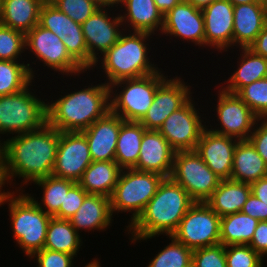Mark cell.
Returning <instances> with one entry per match:
<instances>
[{"label":"cell","mask_w":267,"mask_h":267,"mask_svg":"<svg viewBox=\"0 0 267 267\" xmlns=\"http://www.w3.org/2000/svg\"><path fill=\"white\" fill-rule=\"evenodd\" d=\"M58 143L59 131L48 123L40 129L7 138L3 162L7 187L12 184L15 189L17 177L21 185L15 191H23L24 184L28 187L34 181L52 175Z\"/></svg>","instance_id":"obj_1"},{"label":"cell","mask_w":267,"mask_h":267,"mask_svg":"<svg viewBox=\"0 0 267 267\" xmlns=\"http://www.w3.org/2000/svg\"><path fill=\"white\" fill-rule=\"evenodd\" d=\"M194 203L181 185L171 178H165L143 212L133 223L125 226V232L127 231L128 236L131 235V244L159 235L171 236Z\"/></svg>","instance_id":"obj_2"},{"label":"cell","mask_w":267,"mask_h":267,"mask_svg":"<svg viewBox=\"0 0 267 267\" xmlns=\"http://www.w3.org/2000/svg\"><path fill=\"white\" fill-rule=\"evenodd\" d=\"M84 86L47 101V123L59 132H81L110 111V86Z\"/></svg>","instance_id":"obj_3"},{"label":"cell","mask_w":267,"mask_h":267,"mask_svg":"<svg viewBox=\"0 0 267 267\" xmlns=\"http://www.w3.org/2000/svg\"><path fill=\"white\" fill-rule=\"evenodd\" d=\"M152 36L146 32L124 31L119 40L96 61L91 70L103 69L101 72L106 78L104 83L108 86L123 79L139 78L158 72L161 68L151 61L149 58L151 55L148 56L151 50L148 41L152 40Z\"/></svg>","instance_id":"obj_4"},{"label":"cell","mask_w":267,"mask_h":267,"mask_svg":"<svg viewBox=\"0 0 267 267\" xmlns=\"http://www.w3.org/2000/svg\"><path fill=\"white\" fill-rule=\"evenodd\" d=\"M8 203V204H7ZM7 204L12 234L16 245L29 258L44 248L51 216L23 191H9L1 205Z\"/></svg>","instance_id":"obj_5"},{"label":"cell","mask_w":267,"mask_h":267,"mask_svg":"<svg viewBox=\"0 0 267 267\" xmlns=\"http://www.w3.org/2000/svg\"><path fill=\"white\" fill-rule=\"evenodd\" d=\"M34 83L35 80L17 93L0 96V134H24L47 123L48 99L34 94Z\"/></svg>","instance_id":"obj_6"},{"label":"cell","mask_w":267,"mask_h":267,"mask_svg":"<svg viewBox=\"0 0 267 267\" xmlns=\"http://www.w3.org/2000/svg\"><path fill=\"white\" fill-rule=\"evenodd\" d=\"M164 74L161 68L146 76L114 82L110 85V110L124 121L139 122L152 105L158 86L168 77Z\"/></svg>","instance_id":"obj_7"},{"label":"cell","mask_w":267,"mask_h":267,"mask_svg":"<svg viewBox=\"0 0 267 267\" xmlns=\"http://www.w3.org/2000/svg\"><path fill=\"white\" fill-rule=\"evenodd\" d=\"M164 179V176L152 172L122 169L110 197L112 214L131 213L129 226L143 212Z\"/></svg>","instance_id":"obj_8"},{"label":"cell","mask_w":267,"mask_h":267,"mask_svg":"<svg viewBox=\"0 0 267 267\" xmlns=\"http://www.w3.org/2000/svg\"><path fill=\"white\" fill-rule=\"evenodd\" d=\"M28 50V52H27ZM25 52L34 55L36 60L30 62L35 64L38 60L43 63V67H48L65 77L75 76L79 77L81 74H85V70L70 56L62 40L55 35L52 31H49L39 24L34 26L25 35ZM42 61V62H41ZM71 75V76H70ZM73 75V76H72Z\"/></svg>","instance_id":"obj_9"},{"label":"cell","mask_w":267,"mask_h":267,"mask_svg":"<svg viewBox=\"0 0 267 267\" xmlns=\"http://www.w3.org/2000/svg\"><path fill=\"white\" fill-rule=\"evenodd\" d=\"M170 178L195 202H205L221 181L195 150L175 152Z\"/></svg>","instance_id":"obj_10"},{"label":"cell","mask_w":267,"mask_h":267,"mask_svg":"<svg viewBox=\"0 0 267 267\" xmlns=\"http://www.w3.org/2000/svg\"><path fill=\"white\" fill-rule=\"evenodd\" d=\"M220 221L205 202H195L171 235L191 250L221 244Z\"/></svg>","instance_id":"obj_11"},{"label":"cell","mask_w":267,"mask_h":267,"mask_svg":"<svg viewBox=\"0 0 267 267\" xmlns=\"http://www.w3.org/2000/svg\"><path fill=\"white\" fill-rule=\"evenodd\" d=\"M217 88L218 100L212 111L216 110L215 117L217 119L215 120L219 124L215 125V127L210 124L211 128H209L210 122L206 118L208 129L239 141L248 140L259 118L236 94L224 91L219 85Z\"/></svg>","instance_id":"obj_12"},{"label":"cell","mask_w":267,"mask_h":267,"mask_svg":"<svg viewBox=\"0 0 267 267\" xmlns=\"http://www.w3.org/2000/svg\"><path fill=\"white\" fill-rule=\"evenodd\" d=\"M116 8L117 6L98 8L81 25L88 50V72L94 67L96 61L119 40L121 34L125 31L118 13L119 9ZM111 11L113 14H111Z\"/></svg>","instance_id":"obj_13"},{"label":"cell","mask_w":267,"mask_h":267,"mask_svg":"<svg viewBox=\"0 0 267 267\" xmlns=\"http://www.w3.org/2000/svg\"><path fill=\"white\" fill-rule=\"evenodd\" d=\"M195 102L192 97L183 107L174 111L158 130L175 151L195 150L207 125L204 121L206 117L202 116L204 113L199 112H203L202 108L197 109Z\"/></svg>","instance_id":"obj_14"},{"label":"cell","mask_w":267,"mask_h":267,"mask_svg":"<svg viewBox=\"0 0 267 267\" xmlns=\"http://www.w3.org/2000/svg\"><path fill=\"white\" fill-rule=\"evenodd\" d=\"M39 25L57 35L70 56L88 71V50L80 24L46 0L40 9Z\"/></svg>","instance_id":"obj_15"},{"label":"cell","mask_w":267,"mask_h":267,"mask_svg":"<svg viewBox=\"0 0 267 267\" xmlns=\"http://www.w3.org/2000/svg\"><path fill=\"white\" fill-rule=\"evenodd\" d=\"M192 86L180 76L166 78L157 88L152 105L139 121L146 130H159L163 122L193 96Z\"/></svg>","instance_id":"obj_16"},{"label":"cell","mask_w":267,"mask_h":267,"mask_svg":"<svg viewBox=\"0 0 267 267\" xmlns=\"http://www.w3.org/2000/svg\"><path fill=\"white\" fill-rule=\"evenodd\" d=\"M92 162L89 145L82 132H59L53 176L77 183Z\"/></svg>","instance_id":"obj_17"},{"label":"cell","mask_w":267,"mask_h":267,"mask_svg":"<svg viewBox=\"0 0 267 267\" xmlns=\"http://www.w3.org/2000/svg\"><path fill=\"white\" fill-rule=\"evenodd\" d=\"M160 35L171 36L195 46L205 48L204 18L201 9L187 0H182L164 14V23ZM180 38V39H179Z\"/></svg>","instance_id":"obj_18"},{"label":"cell","mask_w":267,"mask_h":267,"mask_svg":"<svg viewBox=\"0 0 267 267\" xmlns=\"http://www.w3.org/2000/svg\"><path fill=\"white\" fill-rule=\"evenodd\" d=\"M204 18L205 48L218 53L233 48L234 6L227 0H215L201 9ZM231 47V48H230Z\"/></svg>","instance_id":"obj_19"},{"label":"cell","mask_w":267,"mask_h":267,"mask_svg":"<svg viewBox=\"0 0 267 267\" xmlns=\"http://www.w3.org/2000/svg\"><path fill=\"white\" fill-rule=\"evenodd\" d=\"M238 141V139L213 132L206 126L195 151L221 180H226L231 178L233 157Z\"/></svg>","instance_id":"obj_20"},{"label":"cell","mask_w":267,"mask_h":267,"mask_svg":"<svg viewBox=\"0 0 267 267\" xmlns=\"http://www.w3.org/2000/svg\"><path fill=\"white\" fill-rule=\"evenodd\" d=\"M175 152L158 130H145L137 165L133 169L170 178Z\"/></svg>","instance_id":"obj_21"},{"label":"cell","mask_w":267,"mask_h":267,"mask_svg":"<svg viewBox=\"0 0 267 267\" xmlns=\"http://www.w3.org/2000/svg\"><path fill=\"white\" fill-rule=\"evenodd\" d=\"M124 122L111 110L81 131L87 139L92 161H114L121 124Z\"/></svg>","instance_id":"obj_22"},{"label":"cell","mask_w":267,"mask_h":267,"mask_svg":"<svg viewBox=\"0 0 267 267\" xmlns=\"http://www.w3.org/2000/svg\"><path fill=\"white\" fill-rule=\"evenodd\" d=\"M117 8L125 31L160 35L164 15L154 0H119Z\"/></svg>","instance_id":"obj_23"},{"label":"cell","mask_w":267,"mask_h":267,"mask_svg":"<svg viewBox=\"0 0 267 267\" xmlns=\"http://www.w3.org/2000/svg\"><path fill=\"white\" fill-rule=\"evenodd\" d=\"M233 14V47L249 48L267 25V7L258 2L235 5Z\"/></svg>","instance_id":"obj_24"},{"label":"cell","mask_w":267,"mask_h":267,"mask_svg":"<svg viewBox=\"0 0 267 267\" xmlns=\"http://www.w3.org/2000/svg\"><path fill=\"white\" fill-rule=\"evenodd\" d=\"M114 216L109 197L100 194H88L78 211L68 220L80 234L82 230L85 232L106 231L107 228L111 227Z\"/></svg>","instance_id":"obj_25"},{"label":"cell","mask_w":267,"mask_h":267,"mask_svg":"<svg viewBox=\"0 0 267 267\" xmlns=\"http://www.w3.org/2000/svg\"><path fill=\"white\" fill-rule=\"evenodd\" d=\"M238 50L240 54L238 53L237 57L239 60L237 69L235 68L230 77L224 80L225 85L223 83L220 85L224 91L233 94L252 82L267 78V58L256 55L249 48H238Z\"/></svg>","instance_id":"obj_26"},{"label":"cell","mask_w":267,"mask_h":267,"mask_svg":"<svg viewBox=\"0 0 267 267\" xmlns=\"http://www.w3.org/2000/svg\"><path fill=\"white\" fill-rule=\"evenodd\" d=\"M252 193L251 185L231 179L221 180L205 203L220 217L241 212Z\"/></svg>","instance_id":"obj_27"},{"label":"cell","mask_w":267,"mask_h":267,"mask_svg":"<svg viewBox=\"0 0 267 267\" xmlns=\"http://www.w3.org/2000/svg\"><path fill=\"white\" fill-rule=\"evenodd\" d=\"M265 176H267V166L256 148L249 140L238 141L230 179L251 185Z\"/></svg>","instance_id":"obj_28"},{"label":"cell","mask_w":267,"mask_h":267,"mask_svg":"<svg viewBox=\"0 0 267 267\" xmlns=\"http://www.w3.org/2000/svg\"><path fill=\"white\" fill-rule=\"evenodd\" d=\"M46 0H3L0 24L26 35L39 24L40 9Z\"/></svg>","instance_id":"obj_29"},{"label":"cell","mask_w":267,"mask_h":267,"mask_svg":"<svg viewBox=\"0 0 267 267\" xmlns=\"http://www.w3.org/2000/svg\"><path fill=\"white\" fill-rule=\"evenodd\" d=\"M121 168L115 161H93L77 182L88 194L111 197Z\"/></svg>","instance_id":"obj_30"},{"label":"cell","mask_w":267,"mask_h":267,"mask_svg":"<svg viewBox=\"0 0 267 267\" xmlns=\"http://www.w3.org/2000/svg\"><path fill=\"white\" fill-rule=\"evenodd\" d=\"M145 130L140 122L124 121L121 124L114 158L121 169H133L137 165Z\"/></svg>","instance_id":"obj_31"},{"label":"cell","mask_w":267,"mask_h":267,"mask_svg":"<svg viewBox=\"0 0 267 267\" xmlns=\"http://www.w3.org/2000/svg\"><path fill=\"white\" fill-rule=\"evenodd\" d=\"M83 237L71 225L69 220L51 217L44 248L64 252L77 258L83 245Z\"/></svg>","instance_id":"obj_32"},{"label":"cell","mask_w":267,"mask_h":267,"mask_svg":"<svg viewBox=\"0 0 267 267\" xmlns=\"http://www.w3.org/2000/svg\"><path fill=\"white\" fill-rule=\"evenodd\" d=\"M75 181L55 177L53 175L38 179L33 182L34 185L41 187L42 199L40 202L34 198V194L27 193L45 213L51 217L59 219V209L64 207L65 195L69 189L75 184ZM32 195V196H31Z\"/></svg>","instance_id":"obj_33"},{"label":"cell","mask_w":267,"mask_h":267,"mask_svg":"<svg viewBox=\"0 0 267 267\" xmlns=\"http://www.w3.org/2000/svg\"><path fill=\"white\" fill-rule=\"evenodd\" d=\"M258 223V219L252 218L242 212L221 217V244L224 246L239 244L249 245Z\"/></svg>","instance_id":"obj_34"},{"label":"cell","mask_w":267,"mask_h":267,"mask_svg":"<svg viewBox=\"0 0 267 267\" xmlns=\"http://www.w3.org/2000/svg\"><path fill=\"white\" fill-rule=\"evenodd\" d=\"M21 62L0 60V96L23 90L36 78L37 72L31 64Z\"/></svg>","instance_id":"obj_35"},{"label":"cell","mask_w":267,"mask_h":267,"mask_svg":"<svg viewBox=\"0 0 267 267\" xmlns=\"http://www.w3.org/2000/svg\"><path fill=\"white\" fill-rule=\"evenodd\" d=\"M166 238L171 240L169 244L160 249L146 267H192L193 250L172 236Z\"/></svg>","instance_id":"obj_36"},{"label":"cell","mask_w":267,"mask_h":267,"mask_svg":"<svg viewBox=\"0 0 267 267\" xmlns=\"http://www.w3.org/2000/svg\"><path fill=\"white\" fill-rule=\"evenodd\" d=\"M236 95L259 119H267V78L242 87Z\"/></svg>","instance_id":"obj_37"},{"label":"cell","mask_w":267,"mask_h":267,"mask_svg":"<svg viewBox=\"0 0 267 267\" xmlns=\"http://www.w3.org/2000/svg\"><path fill=\"white\" fill-rule=\"evenodd\" d=\"M22 53H25V35L0 24V60L25 61Z\"/></svg>","instance_id":"obj_38"},{"label":"cell","mask_w":267,"mask_h":267,"mask_svg":"<svg viewBox=\"0 0 267 267\" xmlns=\"http://www.w3.org/2000/svg\"><path fill=\"white\" fill-rule=\"evenodd\" d=\"M227 267H263L264 259L249 245L225 246Z\"/></svg>","instance_id":"obj_39"},{"label":"cell","mask_w":267,"mask_h":267,"mask_svg":"<svg viewBox=\"0 0 267 267\" xmlns=\"http://www.w3.org/2000/svg\"><path fill=\"white\" fill-rule=\"evenodd\" d=\"M74 22L82 25L99 7L89 0H49Z\"/></svg>","instance_id":"obj_40"},{"label":"cell","mask_w":267,"mask_h":267,"mask_svg":"<svg viewBox=\"0 0 267 267\" xmlns=\"http://www.w3.org/2000/svg\"><path fill=\"white\" fill-rule=\"evenodd\" d=\"M192 267H227L225 246L218 244L193 250Z\"/></svg>","instance_id":"obj_41"},{"label":"cell","mask_w":267,"mask_h":267,"mask_svg":"<svg viewBox=\"0 0 267 267\" xmlns=\"http://www.w3.org/2000/svg\"><path fill=\"white\" fill-rule=\"evenodd\" d=\"M30 258H34L37 267H73L75 260L73 255L45 248L35 252Z\"/></svg>","instance_id":"obj_42"},{"label":"cell","mask_w":267,"mask_h":267,"mask_svg":"<svg viewBox=\"0 0 267 267\" xmlns=\"http://www.w3.org/2000/svg\"><path fill=\"white\" fill-rule=\"evenodd\" d=\"M88 193L78 184L75 183L65 195L64 207L59 209V219L68 220L81 207Z\"/></svg>","instance_id":"obj_43"},{"label":"cell","mask_w":267,"mask_h":267,"mask_svg":"<svg viewBox=\"0 0 267 267\" xmlns=\"http://www.w3.org/2000/svg\"><path fill=\"white\" fill-rule=\"evenodd\" d=\"M267 166V119H258L248 139Z\"/></svg>","instance_id":"obj_44"},{"label":"cell","mask_w":267,"mask_h":267,"mask_svg":"<svg viewBox=\"0 0 267 267\" xmlns=\"http://www.w3.org/2000/svg\"><path fill=\"white\" fill-rule=\"evenodd\" d=\"M241 212L259 221H267V205L253 193L248 197Z\"/></svg>","instance_id":"obj_45"},{"label":"cell","mask_w":267,"mask_h":267,"mask_svg":"<svg viewBox=\"0 0 267 267\" xmlns=\"http://www.w3.org/2000/svg\"><path fill=\"white\" fill-rule=\"evenodd\" d=\"M251 246L263 259L267 257V221H259L251 242Z\"/></svg>","instance_id":"obj_46"},{"label":"cell","mask_w":267,"mask_h":267,"mask_svg":"<svg viewBox=\"0 0 267 267\" xmlns=\"http://www.w3.org/2000/svg\"><path fill=\"white\" fill-rule=\"evenodd\" d=\"M249 49H251L256 55L267 58V25L261 30Z\"/></svg>","instance_id":"obj_47"},{"label":"cell","mask_w":267,"mask_h":267,"mask_svg":"<svg viewBox=\"0 0 267 267\" xmlns=\"http://www.w3.org/2000/svg\"><path fill=\"white\" fill-rule=\"evenodd\" d=\"M252 193L267 205V176L251 184Z\"/></svg>","instance_id":"obj_48"},{"label":"cell","mask_w":267,"mask_h":267,"mask_svg":"<svg viewBox=\"0 0 267 267\" xmlns=\"http://www.w3.org/2000/svg\"><path fill=\"white\" fill-rule=\"evenodd\" d=\"M182 0H154L157 8L162 12V14H166L169 10H171L175 5L179 4Z\"/></svg>","instance_id":"obj_49"},{"label":"cell","mask_w":267,"mask_h":267,"mask_svg":"<svg viewBox=\"0 0 267 267\" xmlns=\"http://www.w3.org/2000/svg\"><path fill=\"white\" fill-rule=\"evenodd\" d=\"M7 185L6 179L4 177V168H3V162H0V206L3 200L5 199L6 195L9 193L10 189H6V191L3 189ZM3 190V191H2Z\"/></svg>","instance_id":"obj_50"},{"label":"cell","mask_w":267,"mask_h":267,"mask_svg":"<svg viewBox=\"0 0 267 267\" xmlns=\"http://www.w3.org/2000/svg\"><path fill=\"white\" fill-rule=\"evenodd\" d=\"M96 4L99 8L115 7L118 5L119 0H89Z\"/></svg>","instance_id":"obj_51"},{"label":"cell","mask_w":267,"mask_h":267,"mask_svg":"<svg viewBox=\"0 0 267 267\" xmlns=\"http://www.w3.org/2000/svg\"><path fill=\"white\" fill-rule=\"evenodd\" d=\"M189 3L194 5L196 8L203 9L210 5L215 0H187Z\"/></svg>","instance_id":"obj_52"},{"label":"cell","mask_w":267,"mask_h":267,"mask_svg":"<svg viewBox=\"0 0 267 267\" xmlns=\"http://www.w3.org/2000/svg\"><path fill=\"white\" fill-rule=\"evenodd\" d=\"M227 1H229L233 6L258 2L257 0H227Z\"/></svg>","instance_id":"obj_53"},{"label":"cell","mask_w":267,"mask_h":267,"mask_svg":"<svg viewBox=\"0 0 267 267\" xmlns=\"http://www.w3.org/2000/svg\"><path fill=\"white\" fill-rule=\"evenodd\" d=\"M74 267V266H73ZM84 267H102L100 260L98 258H92V260L84 266Z\"/></svg>","instance_id":"obj_54"},{"label":"cell","mask_w":267,"mask_h":267,"mask_svg":"<svg viewBox=\"0 0 267 267\" xmlns=\"http://www.w3.org/2000/svg\"><path fill=\"white\" fill-rule=\"evenodd\" d=\"M4 147H5V139L2 138V140L0 139V162H4Z\"/></svg>","instance_id":"obj_55"},{"label":"cell","mask_w":267,"mask_h":267,"mask_svg":"<svg viewBox=\"0 0 267 267\" xmlns=\"http://www.w3.org/2000/svg\"><path fill=\"white\" fill-rule=\"evenodd\" d=\"M257 1H258V3L267 7V0H257Z\"/></svg>","instance_id":"obj_56"},{"label":"cell","mask_w":267,"mask_h":267,"mask_svg":"<svg viewBox=\"0 0 267 267\" xmlns=\"http://www.w3.org/2000/svg\"><path fill=\"white\" fill-rule=\"evenodd\" d=\"M2 2H3V0H0V21L2 18Z\"/></svg>","instance_id":"obj_57"}]
</instances>
